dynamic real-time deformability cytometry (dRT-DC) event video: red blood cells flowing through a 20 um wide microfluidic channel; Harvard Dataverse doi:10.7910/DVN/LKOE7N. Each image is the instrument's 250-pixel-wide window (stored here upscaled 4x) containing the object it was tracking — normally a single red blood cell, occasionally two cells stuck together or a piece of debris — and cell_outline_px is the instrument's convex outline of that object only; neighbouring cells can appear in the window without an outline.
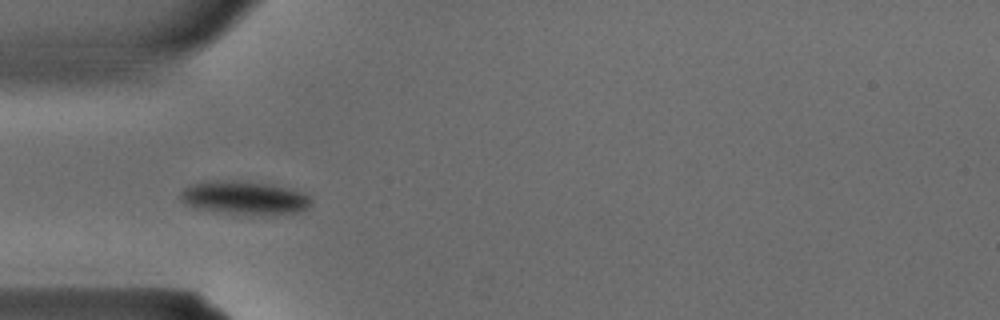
{"species": "common noctule bat (a hibernating species)", "species_latin": "Nyctalus noctula", "temperature_condition": "warm", "stored_images_in_passage": 26, "camera_frame_rate_fps": 3000, "um_per_image_px": 0.085, "animal": {"sex": "male", "body_mass_g": 15.6}, "frame": {"image": 1, "passage_image": 1, "time_ms": 0.0, "image_size_px": [1000, 320], "cell_outline_px": [[312, 204], [308, 208], [300, 212], [276, 216], [252, 216], [212, 212], [196, 208], [184, 204], [180, 200], [180, 192], [184, 188], [192, 184], [212, 180], [236, 180], [272, 184], [292, 188], [304, 192], [312, 196]], "centroid_in_image_um": [20.84, 16.85], "position_along_channel_um": 64.2, "area_um2": 26.82}}
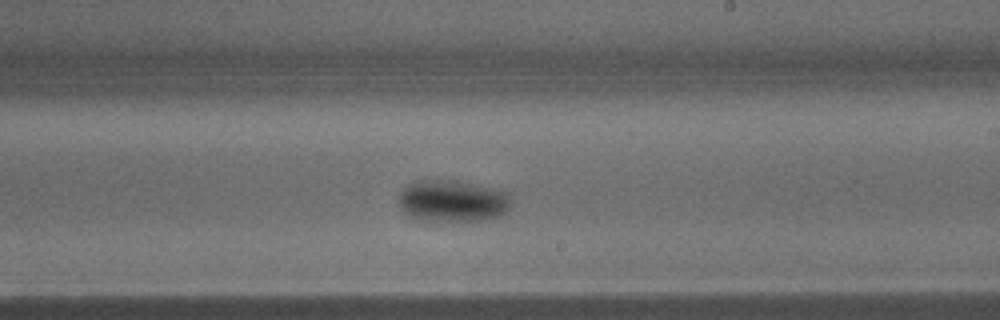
{"frame": {"image": 2, "passage_image": 11, "time_ms": 3.333, "image_size_px": [1000, 320], "cell_outline_px": [[512, 200], [508, 208], [500, 216], [484, 220], [416, 220], [408, 216], [400, 208], [400, 192], [404, 188], [416, 180], [456, 180], [476, 184], [512, 192]], "centroid_in_image_um": [38.5, 17.07], "position_along_channel_um": 250.5, "area_um2": 27.63}}
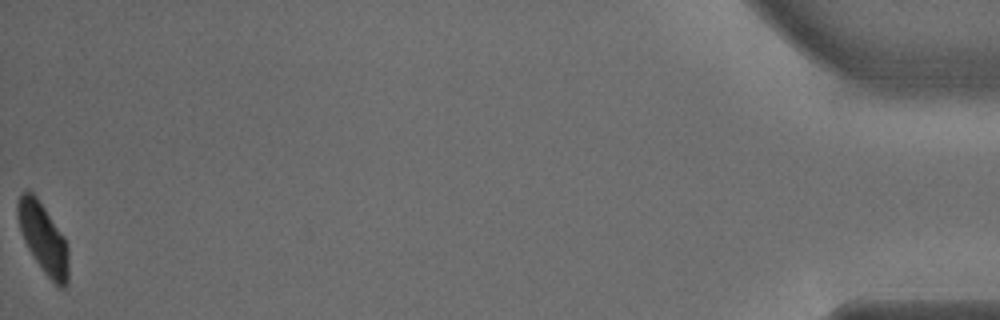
{"frame": {"image": 3, "passage_image": 26, "time_ms": 8.333, "image_size_px": [1000, 320], "cell_outline_px": [[68, 284], [64, 288], [60, 288], [44, 272], [28, 248], [24, 240], [20, 228], [16, 212], [16, 204], [20, 196], [28, 188], [36, 196], [64, 236], [68, 248]], "centroid_in_image_um": [3.68, 20.24], "position_along_channel_um": 431.5, "area_um2": 20.52}}